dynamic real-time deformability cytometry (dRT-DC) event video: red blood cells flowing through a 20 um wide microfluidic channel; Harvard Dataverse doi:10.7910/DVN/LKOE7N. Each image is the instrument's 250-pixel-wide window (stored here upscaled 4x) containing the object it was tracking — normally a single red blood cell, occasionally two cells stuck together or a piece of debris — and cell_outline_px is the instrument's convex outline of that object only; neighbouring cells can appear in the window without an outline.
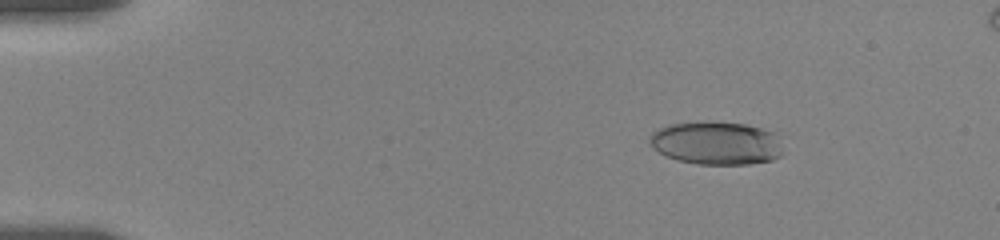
{"species": "human", "species_latin": "Homo sapiens", "temperature_condition": "room temperature", "stored_images_in_passage": 58, "camera_frame_rate_fps": 3000, "um_per_image_px": 0.085, "donor": {"sex": "female"}, "frame": {"image": 1, "passage_image": 9, "time_ms": 2.667, "image_size_px": [1000, 240], "cell_outline_px": [[780, 156], [772, 160], [748, 164], [696, 164], [676, 160], [652, 148], [648, 136], [652, 132], [660, 128], [672, 124], [696, 120], [708, 120], [748, 124], [772, 132], [780, 152]], "centroid_in_image_um": [60.79, 12.14], "position_along_channel_um": 24.2, "area_um2": 33.52}}
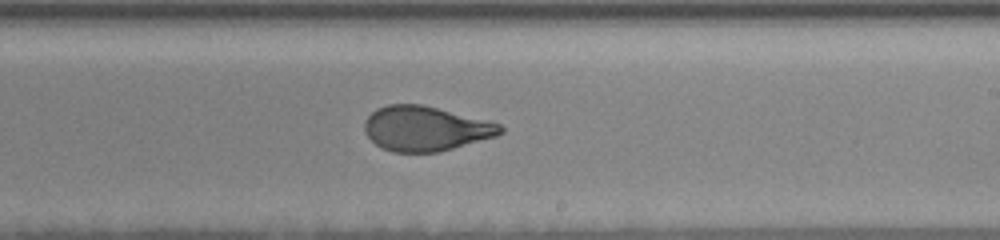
{"frame": {"image": 2, "passage_image": 36, "time_ms": 11.667, "image_size_px": [1000, 240], "cell_outline_px": [[504, 132], [496, 136], [440, 152], [392, 152], [376, 144], [364, 132], [364, 120], [376, 108], [388, 104], [420, 104], [500, 124], [504, 128]], "centroid_in_image_um": [36.14, 10.93], "position_along_channel_um": 252.9, "area_um2": 35.14}}
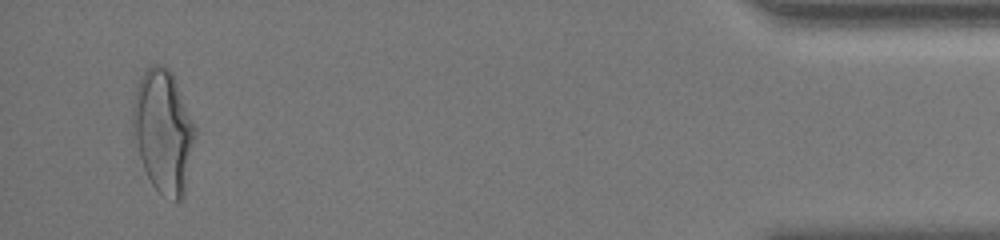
{"frame": {"image": 3, "passage_image": 56, "time_ms": 18.333, "image_size_px": [1000, 240], "cell_outline_px": [[196, 136], [184, 196], [176, 204], [160, 192], [152, 184], [144, 168], [140, 156], [132, 128], [132, 104], [140, 80], [144, 72], [152, 64], [160, 64], [168, 68], [172, 72], [176, 80], [196, 128]], "centroid_in_image_um": [13.9, 11.17], "position_along_channel_um": 421.3, "area_um2": 44.56}, "authors_computed_cell_mechanics": {"area_um2": 36.2406, "velocity_mm_per_s": 3.5246, "shape_relaxation_time_tau1_ms": 5.0492, "shape_relaxation_time_tau2_ms": 0.8812, "deformation_change_tau1": 0.1899, "deformation_change_tau2": 0.0737}}